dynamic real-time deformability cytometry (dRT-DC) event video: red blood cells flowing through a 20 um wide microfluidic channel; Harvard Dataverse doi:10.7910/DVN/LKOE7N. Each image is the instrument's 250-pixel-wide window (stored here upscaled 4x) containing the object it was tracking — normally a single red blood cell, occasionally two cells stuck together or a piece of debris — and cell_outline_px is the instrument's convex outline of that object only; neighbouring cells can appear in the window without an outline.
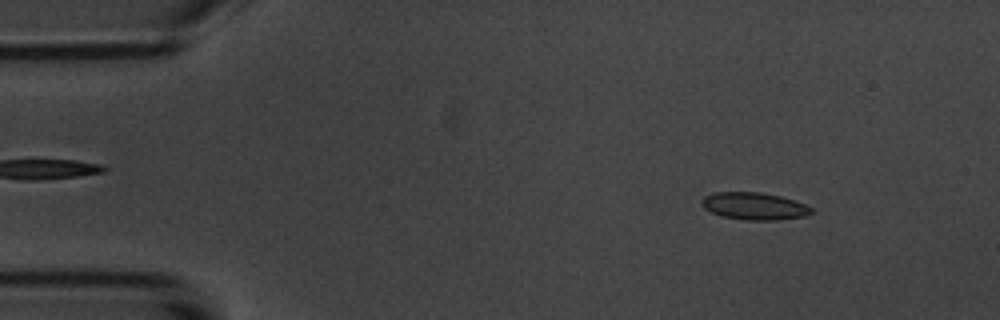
{"species": "common noctule bat (a hibernating species)", "species_latin": "Nyctalus noctula", "temperature_condition": "room temperature", "stored_images_in_passage": 8, "camera_frame_rate_fps": 3000, "um_per_image_px": 0.085, "animal": {"sex": "male", "body_mass_g": 20.1, "forearm_length_mm": 53.5}, "frame": {"image": 1, "passage_image": 2, "time_ms": 1.333, "image_size_px": [1000, 320], "cell_outline_px": [[812, 212], [804, 216], [776, 220], [748, 220], [720, 216], [704, 208], [704, 196], [712, 192], [760, 192], [780, 196], [796, 200], [812, 208]], "centroid_in_image_um": [64.13, 17.51], "position_along_channel_um": 20.9, "area_um2": 17.28}}
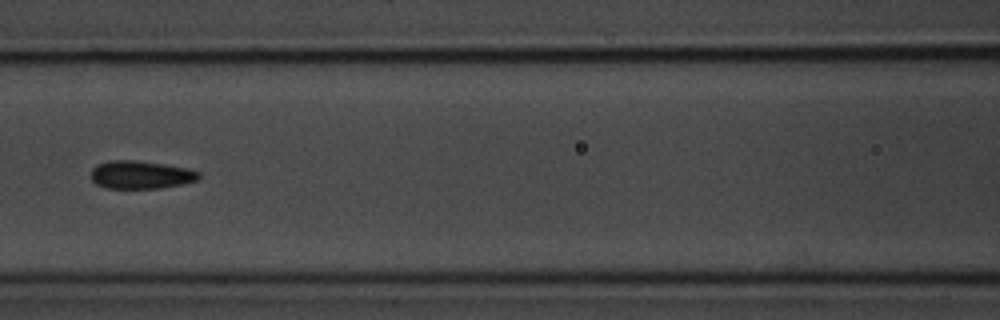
{"frame": {"image": 2, "passage_image": 7, "time_ms": 7.0, "image_size_px": [1000, 320], "cell_outline_px": [[200, 176], [196, 180], [180, 184], [160, 188], [104, 188], [96, 184], [92, 180], [92, 168], [96, 164], [108, 160], [132, 160], [164, 164], [184, 168], [200, 172]], "centroid_in_image_um": [11.91, 14.85], "position_along_channel_um": 154.7, "area_um2": 17.46}}
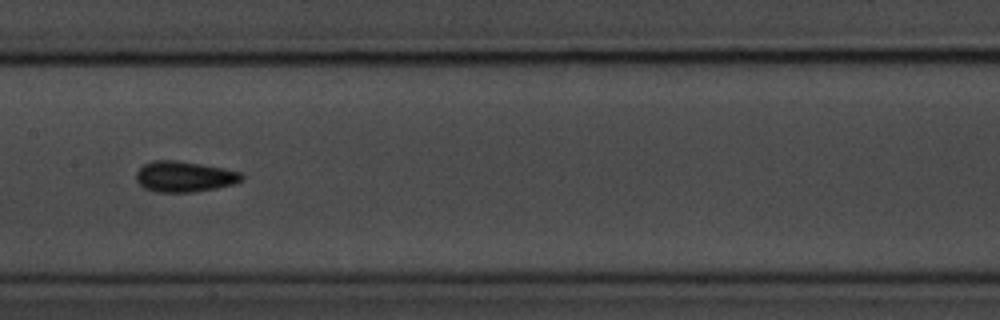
{"frame": {"image": 3, "passage_image": 8, "time_ms": 8.0, "image_size_px": [1000, 320], "cell_outline_px": [[244, 176], [240, 180], [232, 184], [216, 188], [192, 192], [156, 192], [144, 188], [136, 180], [136, 172], [144, 164], [152, 160], [176, 160], [224, 168], [240, 172]], "centroid_in_image_um": [15.63, 15.0], "position_along_channel_um": 191.8, "area_um2": 18.79}}